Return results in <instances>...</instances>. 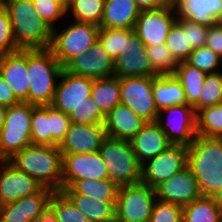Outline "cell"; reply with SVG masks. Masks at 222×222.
Segmentation results:
<instances>
[{"instance_id":"14","label":"cell","mask_w":222,"mask_h":222,"mask_svg":"<svg viewBox=\"0 0 222 222\" xmlns=\"http://www.w3.org/2000/svg\"><path fill=\"white\" fill-rule=\"evenodd\" d=\"M62 188L71 187L77 180L109 179V174L100 152L62 154Z\"/></svg>"},{"instance_id":"27","label":"cell","mask_w":222,"mask_h":222,"mask_svg":"<svg viewBox=\"0 0 222 222\" xmlns=\"http://www.w3.org/2000/svg\"><path fill=\"white\" fill-rule=\"evenodd\" d=\"M153 95L158 110L187 104L182 85L174 75L153 77Z\"/></svg>"},{"instance_id":"50","label":"cell","mask_w":222,"mask_h":222,"mask_svg":"<svg viewBox=\"0 0 222 222\" xmlns=\"http://www.w3.org/2000/svg\"><path fill=\"white\" fill-rule=\"evenodd\" d=\"M29 222H57L54 210L48 205L39 216L34 217Z\"/></svg>"},{"instance_id":"7","label":"cell","mask_w":222,"mask_h":222,"mask_svg":"<svg viewBox=\"0 0 222 222\" xmlns=\"http://www.w3.org/2000/svg\"><path fill=\"white\" fill-rule=\"evenodd\" d=\"M33 104L19 102L7 107L5 123L0 130V160H9L32 144Z\"/></svg>"},{"instance_id":"4","label":"cell","mask_w":222,"mask_h":222,"mask_svg":"<svg viewBox=\"0 0 222 222\" xmlns=\"http://www.w3.org/2000/svg\"><path fill=\"white\" fill-rule=\"evenodd\" d=\"M63 69L50 49L27 50L30 104L35 106L52 104Z\"/></svg>"},{"instance_id":"6","label":"cell","mask_w":222,"mask_h":222,"mask_svg":"<svg viewBox=\"0 0 222 222\" xmlns=\"http://www.w3.org/2000/svg\"><path fill=\"white\" fill-rule=\"evenodd\" d=\"M99 152L111 182L118 187L141 182L142 164L135 156L130 141L107 136Z\"/></svg>"},{"instance_id":"51","label":"cell","mask_w":222,"mask_h":222,"mask_svg":"<svg viewBox=\"0 0 222 222\" xmlns=\"http://www.w3.org/2000/svg\"><path fill=\"white\" fill-rule=\"evenodd\" d=\"M6 112H7V106H4V105L0 104V130L4 126Z\"/></svg>"},{"instance_id":"49","label":"cell","mask_w":222,"mask_h":222,"mask_svg":"<svg viewBox=\"0 0 222 222\" xmlns=\"http://www.w3.org/2000/svg\"><path fill=\"white\" fill-rule=\"evenodd\" d=\"M140 10L162 9L174 6V0H134Z\"/></svg>"},{"instance_id":"53","label":"cell","mask_w":222,"mask_h":222,"mask_svg":"<svg viewBox=\"0 0 222 222\" xmlns=\"http://www.w3.org/2000/svg\"><path fill=\"white\" fill-rule=\"evenodd\" d=\"M7 0H0V7L4 6Z\"/></svg>"},{"instance_id":"15","label":"cell","mask_w":222,"mask_h":222,"mask_svg":"<svg viewBox=\"0 0 222 222\" xmlns=\"http://www.w3.org/2000/svg\"><path fill=\"white\" fill-rule=\"evenodd\" d=\"M64 69L74 75L96 80L113 76L115 61L98 40L86 52L73 58Z\"/></svg>"},{"instance_id":"54","label":"cell","mask_w":222,"mask_h":222,"mask_svg":"<svg viewBox=\"0 0 222 222\" xmlns=\"http://www.w3.org/2000/svg\"><path fill=\"white\" fill-rule=\"evenodd\" d=\"M218 23L222 24V15L220 16V18L217 21Z\"/></svg>"},{"instance_id":"19","label":"cell","mask_w":222,"mask_h":222,"mask_svg":"<svg viewBox=\"0 0 222 222\" xmlns=\"http://www.w3.org/2000/svg\"><path fill=\"white\" fill-rule=\"evenodd\" d=\"M114 75L118 78L157 77L146 54V45L133 32L126 42V51L115 60Z\"/></svg>"},{"instance_id":"33","label":"cell","mask_w":222,"mask_h":222,"mask_svg":"<svg viewBox=\"0 0 222 222\" xmlns=\"http://www.w3.org/2000/svg\"><path fill=\"white\" fill-rule=\"evenodd\" d=\"M196 130L199 136L222 138V103L196 113Z\"/></svg>"},{"instance_id":"2","label":"cell","mask_w":222,"mask_h":222,"mask_svg":"<svg viewBox=\"0 0 222 222\" xmlns=\"http://www.w3.org/2000/svg\"><path fill=\"white\" fill-rule=\"evenodd\" d=\"M8 161L43 187L61 191L63 155L58 146L31 144Z\"/></svg>"},{"instance_id":"31","label":"cell","mask_w":222,"mask_h":222,"mask_svg":"<svg viewBox=\"0 0 222 222\" xmlns=\"http://www.w3.org/2000/svg\"><path fill=\"white\" fill-rule=\"evenodd\" d=\"M70 188L76 194L88 196L95 201L116 202L119 187L109 179H82L77 180Z\"/></svg>"},{"instance_id":"37","label":"cell","mask_w":222,"mask_h":222,"mask_svg":"<svg viewBox=\"0 0 222 222\" xmlns=\"http://www.w3.org/2000/svg\"><path fill=\"white\" fill-rule=\"evenodd\" d=\"M49 206L54 210L57 222H91L61 191L52 194Z\"/></svg>"},{"instance_id":"38","label":"cell","mask_w":222,"mask_h":222,"mask_svg":"<svg viewBox=\"0 0 222 222\" xmlns=\"http://www.w3.org/2000/svg\"><path fill=\"white\" fill-rule=\"evenodd\" d=\"M186 62L207 74L222 71V58L207 46L194 49Z\"/></svg>"},{"instance_id":"16","label":"cell","mask_w":222,"mask_h":222,"mask_svg":"<svg viewBox=\"0 0 222 222\" xmlns=\"http://www.w3.org/2000/svg\"><path fill=\"white\" fill-rule=\"evenodd\" d=\"M157 200L186 206L202 197L198 182L187 166L155 188Z\"/></svg>"},{"instance_id":"9","label":"cell","mask_w":222,"mask_h":222,"mask_svg":"<svg viewBox=\"0 0 222 222\" xmlns=\"http://www.w3.org/2000/svg\"><path fill=\"white\" fill-rule=\"evenodd\" d=\"M120 104L146 122H156L159 110L153 95V77L120 78Z\"/></svg>"},{"instance_id":"3","label":"cell","mask_w":222,"mask_h":222,"mask_svg":"<svg viewBox=\"0 0 222 222\" xmlns=\"http://www.w3.org/2000/svg\"><path fill=\"white\" fill-rule=\"evenodd\" d=\"M5 7L19 50L50 48L52 28L37 15L32 0H7Z\"/></svg>"},{"instance_id":"29","label":"cell","mask_w":222,"mask_h":222,"mask_svg":"<svg viewBox=\"0 0 222 222\" xmlns=\"http://www.w3.org/2000/svg\"><path fill=\"white\" fill-rule=\"evenodd\" d=\"M90 97L106 116L120 104V78L113 75L94 80Z\"/></svg>"},{"instance_id":"21","label":"cell","mask_w":222,"mask_h":222,"mask_svg":"<svg viewBox=\"0 0 222 222\" xmlns=\"http://www.w3.org/2000/svg\"><path fill=\"white\" fill-rule=\"evenodd\" d=\"M54 191L44 187L40 192L0 206V222H29L49 205Z\"/></svg>"},{"instance_id":"35","label":"cell","mask_w":222,"mask_h":222,"mask_svg":"<svg viewBox=\"0 0 222 222\" xmlns=\"http://www.w3.org/2000/svg\"><path fill=\"white\" fill-rule=\"evenodd\" d=\"M146 54L157 75H173L179 64L165 43L146 46Z\"/></svg>"},{"instance_id":"44","label":"cell","mask_w":222,"mask_h":222,"mask_svg":"<svg viewBox=\"0 0 222 222\" xmlns=\"http://www.w3.org/2000/svg\"><path fill=\"white\" fill-rule=\"evenodd\" d=\"M183 207L156 200L149 222H182Z\"/></svg>"},{"instance_id":"25","label":"cell","mask_w":222,"mask_h":222,"mask_svg":"<svg viewBox=\"0 0 222 222\" xmlns=\"http://www.w3.org/2000/svg\"><path fill=\"white\" fill-rule=\"evenodd\" d=\"M139 13L134 0H105L99 27L134 29Z\"/></svg>"},{"instance_id":"10","label":"cell","mask_w":222,"mask_h":222,"mask_svg":"<svg viewBox=\"0 0 222 222\" xmlns=\"http://www.w3.org/2000/svg\"><path fill=\"white\" fill-rule=\"evenodd\" d=\"M156 123L173 145L188 147L197 136L196 113L188 104L175 105L159 111Z\"/></svg>"},{"instance_id":"28","label":"cell","mask_w":222,"mask_h":222,"mask_svg":"<svg viewBox=\"0 0 222 222\" xmlns=\"http://www.w3.org/2000/svg\"><path fill=\"white\" fill-rule=\"evenodd\" d=\"M182 222H222V200L200 197L183 207Z\"/></svg>"},{"instance_id":"40","label":"cell","mask_w":222,"mask_h":222,"mask_svg":"<svg viewBox=\"0 0 222 222\" xmlns=\"http://www.w3.org/2000/svg\"><path fill=\"white\" fill-rule=\"evenodd\" d=\"M31 139L34 145H50L48 105L33 106Z\"/></svg>"},{"instance_id":"48","label":"cell","mask_w":222,"mask_h":222,"mask_svg":"<svg viewBox=\"0 0 222 222\" xmlns=\"http://www.w3.org/2000/svg\"><path fill=\"white\" fill-rule=\"evenodd\" d=\"M19 102L11 87L0 76V104L9 107Z\"/></svg>"},{"instance_id":"39","label":"cell","mask_w":222,"mask_h":222,"mask_svg":"<svg viewBox=\"0 0 222 222\" xmlns=\"http://www.w3.org/2000/svg\"><path fill=\"white\" fill-rule=\"evenodd\" d=\"M165 44L178 63L187 61L193 51L188 44L187 32L177 22L170 28Z\"/></svg>"},{"instance_id":"45","label":"cell","mask_w":222,"mask_h":222,"mask_svg":"<svg viewBox=\"0 0 222 222\" xmlns=\"http://www.w3.org/2000/svg\"><path fill=\"white\" fill-rule=\"evenodd\" d=\"M19 51L12 33L11 20L7 9L0 7V55L4 56Z\"/></svg>"},{"instance_id":"8","label":"cell","mask_w":222,"mask_h":222,"mask_svg":"<svg viewBox=\"0 0 222 222\" xmlns=\"http://www.w3.org/2000/svg\"><path fill=\"white\" fill-rule=\"evenodd\" d=\"M156 198L155 189L142 182L120 186L115 222H149Z\"/></svg>"},{"instance_id":"46","label":"cell","mask_w":222,"mask_h":222,"mask_svg":"<svg viewBox=\"0 0 222 222\" xmlns=\"http://www.w3.org/2000/svg\"><path fill=\"white\" fill-rule=\"evenodd\" d=\"M176 22L187 32L188 44L193 50L205 46L209 26L185 18H177Z\"/></svg>"},{"instance_id":"30","label":"cell","mask_w":222,"mask_h":222,"mask_svg":"<svg viewBox=\"0 0 222 222\" xmlns=\"http://www.w3.org/2000/svg\"><path fill=\"white\" fill-rule=\"evenodd\" d=\"M173 75L183 87L187 104L193 106L199 100L207 73L185 61L178 64Z\"/></svg>"},{"instance_id":"43","label":"cell","mask_w":222,"mask_h":222,"mask_svg":"<svg viewBox=\"0 0 222 222\" xmlns=\"http://www.w3.org/2000/svg\"><path fill=\"white\" fill-rule=\"evenodd\" d=\"M69 116L72 123L104 125L105 122V115L91 97Z\"/></svg>"},{"instance_id":"18","label":"cell","mask_w":222,"mask_h":222,"mask_svg":"<svg viewBox=\"0 0 222 222\" xmlns=\"http://www.w3.org/2000/svg\"><path fill=\"white\" fill-rule=\"evenodd\" d=\"M44 187L19 171L8 160H0V206L40 192Z\"/></svg>"},{"instance_id":"42","label":"cell","mask_w":222,"mask_h":222,"mask_svg":"<svg viewBox=\"0 0 222 222\" xmlns=\"http://www.w3.org/2000/svg\"><path fill=\"white\" fill-rule=\"evenodd\" d=\"M50 146H58L70 127V116L48 105Z\"/></svg>"},{"instance_id":"23","label":"cell","mask_w":222,"mask_h":222,"mask_svg":"<svg viewBox=\"0 0 222 222\" xmlns=\"http://www.w3.org/2000/svg\"><path fill=\"white\" fill-rule=\"evenodd\" d=\"M146 123L127 106L118 104L105 116L104 128L108 137L130 141Z\"/></svg>"},{"instance_id":"13","label":"cell","mask_w":222,"mask_h":222,"mask_svg":"<svg viewBox=\"0 0 222 222\" xmlns=\"http://www.w3.org/2000/svg\"><path fill=\"white\" fill-rule=\"evenodd\" d=\"M176 20L174 6L140 10L134 32L146 46L159 45L165 43L170 28Z\"/></svg>"},{"instance_id":"5","label":"cell","mask_w":222,"mask_h":222,"mask_svg":"<svg viewBox=\"0 0 222 222\" xmlns=\"http://www.w3.org/2000/svg\"><path fill=\"white\" fill-rule=\"evenodd\" d=\"M65 21L68 24L63 23V27L59 25L52 29V42L49 48L63 67L98 41L100 29L98 25L92 23L70 19Z\"/></svg>"},{"instance_id":"24","label":"cell","mask_w":222,"mask_h":222,"mask_svg":"<svg viewBox=\"0 0 222 222\" xmlns=\"http://www.w3.org/2000/svg\"><path fill=\"white\" fill-rule=\"evenodd\" d=\"M177 18L211 26L222 15V0H174Z\"/></svg>"},{"instance_id":"41","label":"cell","mask_w":222,"mask_h":222,"mask_svg":"<svg viewBox=\"0 0 222 222\" xmlns=\"http://www.w3.org/2000/svg\"><path fill=\"white\" fill-rule=\"evenodd\" d=\"M32 1L37 15L52 29L60 25L57 23L66 20V8L61 3L53 0Z\"/></svg>"},{"instance_id":"52","label":"cell","mask_w":222,"mask_h":222,"mask_svg":"<svg viewBox=\"0 0 222 222\" xmlns=\"http://www.w3.org/2000/svg\"><path fill=\"white\" fill-rule=\"evenodd\" d=\"M53 1L59 2V3H61L65 8H67L68 3H67L65 0H53Z\"/></svg>"},{"instance_id":"11","label":"cell","mask_w":222,"mask_h":222,"mask_svg":"<svg viewBox=\"0 0 222 222\" xmlns=\"http://www.w3.org/2000/svg\"><path fill=\"white\" fill-rule=\"evenodd\" d=\"M187 147L171 145L142 164L141 182L156 188L163 181L187 167Z\"/></svg>"},{"instance_id":"1","label":"cell","mask_w":222,"mask_h":222,"mask_svg":"<svg viewBox=\"0 0 222 222\" xmlns=\"http://www.w3.org/2000/svg\"><path fill=\"white\" fill-rule=\"evenodd\" d=\"M187 159L202 196L222 200V138L197 135Z\"/></svg>"},{"instance_id":"12","label":"cell","mask_w":222,"mask_h":222,"mask_svg":"<svg viewBox=\"0 0 222 222\" xmlns=\"http://www.w3.org/2000/svg\"><path fill=\"white\" fill-rule=\"evenodd\" d=\"M93 82L91 78L74 75L63 69L51 106L70 115L91 96Z\"/></svg>"},{"instance_id":"17","label":"cell","mask_w":222,"mask_h":222,"mask_svg":"<svg viewBox=\"0 0 222 222\" xmlns=\"http://www.w3.org/2000/svg\"><path fill=\"white\" fill-rule=\"evenodd\" d=\"M106 137L104 125L71 122L58 147L62 154L94 153L100 150Z\"/></svg>"},{"instance_id":"22","label":"cell","mask_w":222,"mask_h":222,"mask_svg":"<svg viewBox=\"0 0 222 222\" xmlns=\"http://www.w3.org/2000/svg\"><path fill=\"white\" fill-rule=\"evenodd\" d=\"M133 152L141 164L157 156L172 144L156 122H147L130 140Z\"/></svg>"},{"instance_id":"47","label":"cell","mask_w":222,"mask_h":222,"mask_svg":"<svg viewBox=\"0 0 222 222\" xmlns=\"http://www.w3.org/2000/svg\"><path fill=\"white\" fill-rule=\"evenodd\" d=\"M205 46L211 48L222 58V24L216 22L209 26Z\"/></svg>"},{"instance_id":"34","label":"cell","mask_w":222,"mask_h":222,"mask_svg":"<svg viewBox=\"0 0 222 222\" xmlns=\"http://www.w3.org/2000/svg\"><path fill=\"white\" fill-rule=\"evenodd\" d=\"M134 29L126 28H100L98 40L115 61L120 53L126 51V42Z\"/></svg>"},{"instance_id":"20","label":"cell","mask_w":222,"mask_h":222,"mask_svg":"<svg viewBox=\"0 0 222 222\" xmlns=\"http://www.w3.org/2000/svg\"><path fill=\"white\" fill-rule=\"evenodd\" d=\"M0 76L20 102L29 103L30 81L27 72V50L7 54L0 60Z\"/></svg>"},{"instance_id":"36","label":"cell","mask_w":222,"mask_h":222,"mask_svg":"<svg viewBox=\"0 0 222 222\" xmlns=\"http://www.w3.org/2000/svg\"><path fill=\"white\" fill-rule=\"evenodd\" d=\"M222 103V71L207 74L199 100L192 106L200 109Z\"/></svg>"},{"instance_id":"32","label":"cell","mask_w":222,"mask_h":222,"mask_svg":"<svg viewBox=\"0 0 222 222\" xmlns=\"http://www.w3.org/2000/svg\"><path fill=\"white\" fill-rule=\"evenodd\" d=\"M105 0H71L66 8V19L100 26Z\"/></svg>"},{"instance_id":"26","label":"cell","mask_w":222,"mask_h":222,"mask_svg":"<svg viewBox=\"0 0 222 222\" xmlns=\"http://www.w3.org/2000/svg\"><path fill=\"white\" fill-rule=\"evenodd\" d=\"M61 192L91 222H115L116 202L95 201L88 196L76 194L70 187L62 188Z\"/></svg>"}]
</instances>
